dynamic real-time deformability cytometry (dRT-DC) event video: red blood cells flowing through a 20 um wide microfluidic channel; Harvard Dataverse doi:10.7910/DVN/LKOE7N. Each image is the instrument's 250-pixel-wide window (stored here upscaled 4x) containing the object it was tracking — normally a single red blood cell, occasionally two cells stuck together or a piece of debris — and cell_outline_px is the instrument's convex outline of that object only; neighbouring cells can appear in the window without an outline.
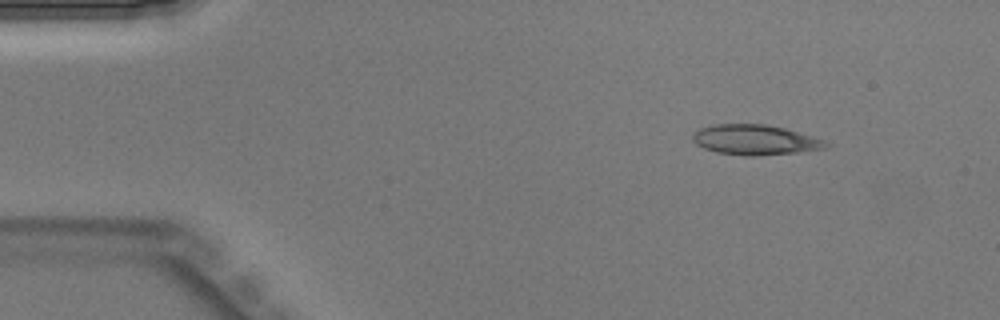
{"species": "Egyptian fruit bat (a non-hibernating species)", "species_latin": "Rousettus aegyptiacus", "temperature_condition": "warm", "stored_images_in_passage": 39, "camera_frame_rate_fps": 3000, "um_per_image_px": 0.085, "animal": {"sex": "male"}, "frame": {"image": 1, "passage_image": 1, "time_ms": 0.0, "image_size_px": [1000, 320], "cell_outline_px": [[832, 144], [824, 148], [796, 152], [752, 156], [744, 156], [716, 152], [704, 148], [696, 144], [692, 140], [692, 136], [700, 128], [716, 124], [764, 124], [784, 128], [812, 136], [824, 140]], "centroid_in_image_um": [64.17, 11.89], "position_along_channel_um": 20.8, "area_um2": 23.18}}
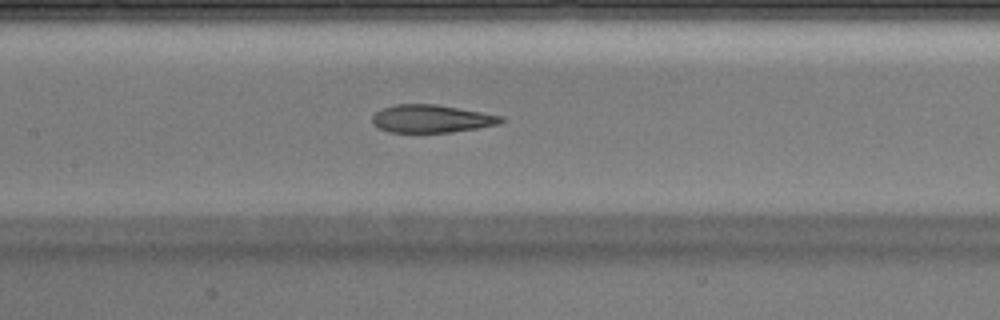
{"frame": {"image": 2, "passage_image": 16, "time_ms": 5.0, "image_size_px": [1000, 320], "cell_outline_px": [[504, 120], [496, 124], [476, 128], [452, 132], [388, 132], [376, 128], [372, 124], [372, 116], [376, 112], [384, 108], [396, 104], [436, 104], [504, 116]], "centroid_in_image_um": [36.63, 10.09], "position_along_channel_um": 170.8, "area_um2": 20.81}}
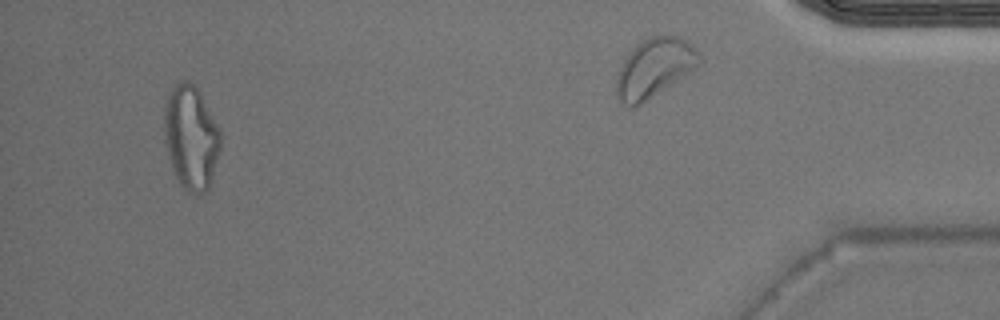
{"frame": {"image": 3, "passage_image": 37, "time_ms": 12.0, "image_size_px": [1000, 320], "cell_outline_px": [[220, 148], [212, 176], [208, 188], [204, 192], [188, 192], [176, 180], [172, 172], [164, 140], [164, 108], [172, 84], [180, 80], [188, 80], [200, 92], [220, 132]], "centroid_in_image_um": [16.19, 11.66], "position_along_channel_um": 419.0, "area_um2": 33.99}}